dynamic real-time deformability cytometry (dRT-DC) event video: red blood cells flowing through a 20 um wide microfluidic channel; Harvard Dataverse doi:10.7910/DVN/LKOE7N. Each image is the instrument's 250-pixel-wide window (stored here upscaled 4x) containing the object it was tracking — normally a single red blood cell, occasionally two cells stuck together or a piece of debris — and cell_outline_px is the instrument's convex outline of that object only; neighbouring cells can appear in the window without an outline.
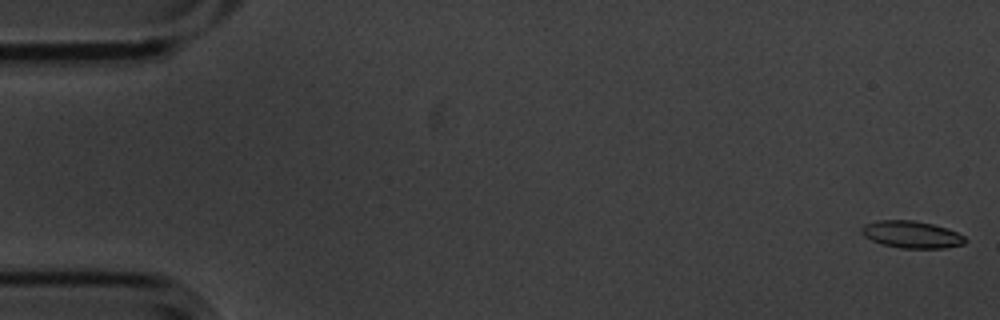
{"species": "common noctule bat (a hibernating species)", "species_latin": "Nyctalus noctula", "temperature_condition": "cold", "stored_images_in_passage": 56, "camera_frame_rate_fps": 3000, "um_per_image_px": 0.085, "animal": {"sex": "male", "body_mass_g": 20.1, "forearm_length_mm": 53.5}, "frame": {"image": 1, "passage_image": 1, "time_ms": 0.0, "image_size_px": [1000, 320], "cell_outline_px": [[968, 240], [964, 244], [944, 248], [900, 248], [880, 244], [864, 236], [860, 232], [860, 228], [864, 224], [880, 220], [912, 220], [932, 224], [956, 232], [964, 236]], "centroid_in_image_um": [77.45, 19.94], "position_along_channel_um": 7.5, "area_um2": 16.36}}
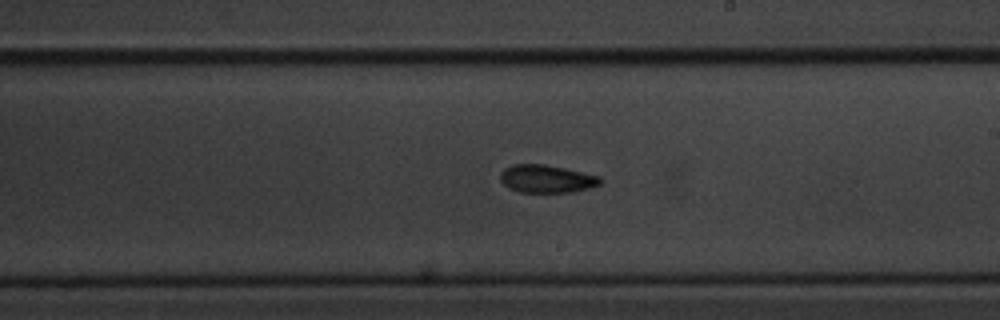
{"frame": {"image": 2, "passage_image": 32, "time_ms": 10.333, "image_size_px": [1000, 320], "cell_outline_px": [[600, 184], [588, 188], [572, 192], [520, 192], [508, 188], [500, 180], [500, 172], [504, 168], [512, 164], [544, 164], [564, 168], [600, 176]], "centroid_in_image_um": [46.41, 15.19], "position_along_channel_um": 242.6, "area_um2": 16.18}}
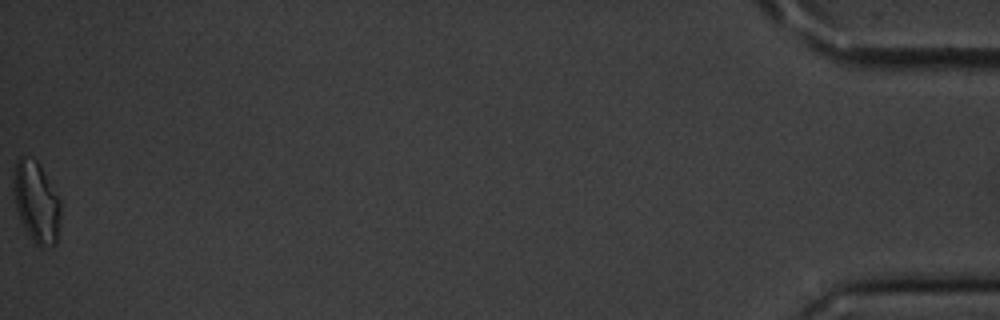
{"frame": {"image": 3, "passage_image": 56, "time_ms": 18.333, "image_size_px": [1000, 320], "cell_outline_px": [[60, 224], [56, 244], [40, 248], [32, 240], [24, 228], [20, 220], [16, 208], [12, 188], [12, 176], [16, 160], [20, 156], [24, 156], [36, 160], [60, 200]], "centroid_in_image_um": [3.06, 17.19], "position_along_channel_um": 432.1, "area_um2": 22.37}, "authors_computed_cell_mechanics": {"area_um2": 16.5597, "velocity_mm_per_s": 3.5971, "shape_relaxation_time_tau1_ms": 4.7192, "shape_relaxation_time_tau2_ms": 5.3694, "deformation_change_tau1": 0.1223, "deformation_change_tau2": 0.1093}}